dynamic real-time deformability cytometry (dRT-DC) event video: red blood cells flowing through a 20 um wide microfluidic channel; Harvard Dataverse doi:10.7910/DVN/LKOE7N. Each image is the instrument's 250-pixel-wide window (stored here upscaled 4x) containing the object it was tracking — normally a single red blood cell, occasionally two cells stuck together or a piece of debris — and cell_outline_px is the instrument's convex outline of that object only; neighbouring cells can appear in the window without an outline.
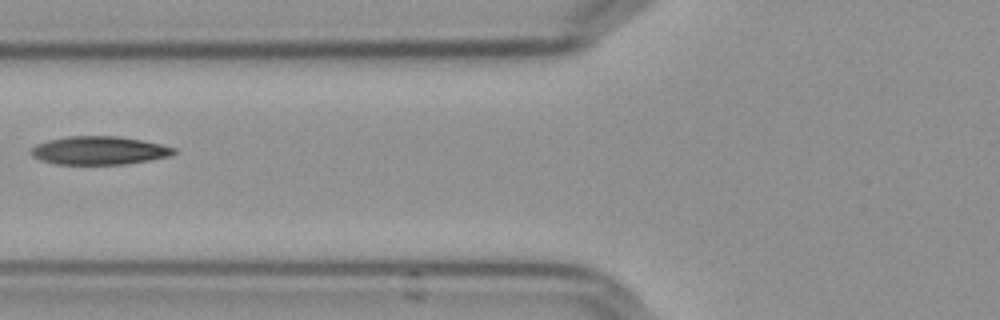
{"species": "Egyptian fruit bat (a non-hibernating species)", "species_latin": "Rousettus aegyptiacus", "temperature_condition": "cold", "stored_images_in_passage": 3, "camera_frame_rate_fps": 3000, "um_per_image_px": 0.085, "frame": {"image": 1, "passage_image": 3, "time_ms": 0.667, "image_size_px": [1000, 320], "cell_outline_px": [[176, 152], [172, 156], [124, 164], [56, 164], [40, 160], [32, 156], [32, 148], [36, 144], [48, 140], [68, 136], [116, 136], [140, 140], [160, 144], [176, 148]], "centroid_in_image_um": [8.43, 12.79], "position_along_channel_um": 117.4, "area_um2": 23.41}}